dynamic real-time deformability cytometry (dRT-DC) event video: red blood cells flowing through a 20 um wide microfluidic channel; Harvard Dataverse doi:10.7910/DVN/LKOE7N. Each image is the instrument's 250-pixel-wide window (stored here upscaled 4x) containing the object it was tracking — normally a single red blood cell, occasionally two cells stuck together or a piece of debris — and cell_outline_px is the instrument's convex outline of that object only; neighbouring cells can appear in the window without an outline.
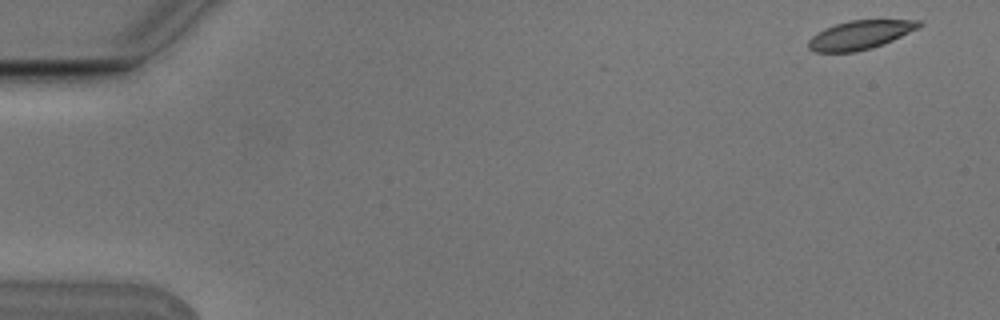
{"species": "Egyptian fruit bat (a non-hibernating species)", "species_latin": "Rousettus aegyptiacus", "temperature_condition": "cold", "stored_images_in_passage": 6, "camera_frame_rate_fps": 3000, "um_per_image_px": 0.085, "animal": {"sex": "male"}, "frame": {"image": 1, "passage_image": 1, "time_ms": 0.0, "image_size_px": [1000, 320], "cell_outline_px": [[924, 24], [920, 28], [892, 40], [872, 48], [856, 52], [812, 52], [808, 48], [808, 40], [812, 36], [824, 28], [848, 20], [920, 20]], "centroid_in_image_um": [73.11, 2.97], "position_along_channel_um": 11.9, "area_um2": 18.67}}